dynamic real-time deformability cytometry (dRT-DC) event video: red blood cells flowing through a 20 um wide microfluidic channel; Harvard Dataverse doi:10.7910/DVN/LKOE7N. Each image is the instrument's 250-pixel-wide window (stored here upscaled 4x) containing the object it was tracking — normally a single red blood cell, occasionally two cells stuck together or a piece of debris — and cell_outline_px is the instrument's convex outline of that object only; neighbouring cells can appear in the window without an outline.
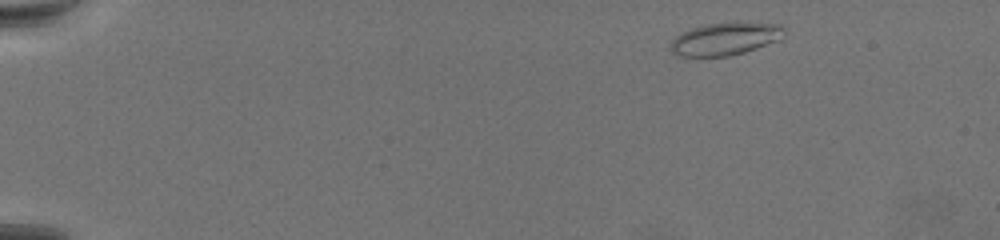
{"species": "common noctule bat (a hibernating species)", "species_latin": "Nyctalus noctula", "temperature_condition": "warm", "stored_images_in_passage": 60, "camera_frame_rate_fps": 3000, "um_per_image_px": 0.085, "animal": {"sex": "female", "body_mass_g": 19.5, "forearm_length_mm": 54.1}, "frame": {"image": 1, "passage_image": 1, "time_ms": 0.0, "image_size_px": [1000, 240], "cell_outline_px": [[776, 28], [772, 40], [752, 48], [740, 52], [724, 56], [688, 56], [680, 52], [676, 48], [676, 40], [680, 36], [688, 32], [700, 28], [720, 24], [740, 24]], "centroid_in_image_um": [61.48, 3.37], "position_along_channel_um": 23.5, "area_um2": 17.4}}
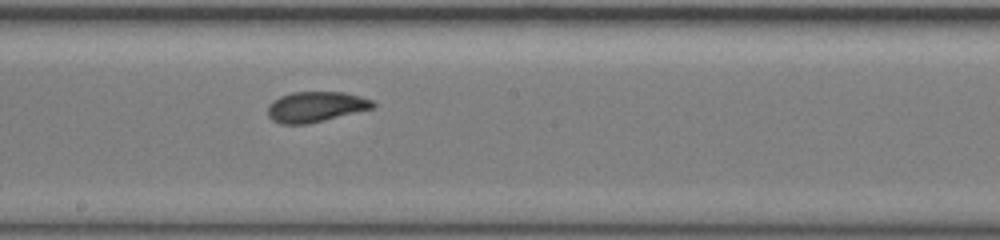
{"frame": {"image": 2, "passage_image": 32, "time_ms": 10.333, "image_size_px": [1000, 240], "cell_outline_px": [[376, 104], [372, 108], [320, 120], [300, 124], [284, 124], [276, 120], [268, 112], [268, 108], [276, 100], [284, 96], [296, 92], [340, 92], [372, 100]], "centroid_in_image_um": [26.87, 9.06], "position_along_channel_um": 221.3, "area_um2": 17.4}}
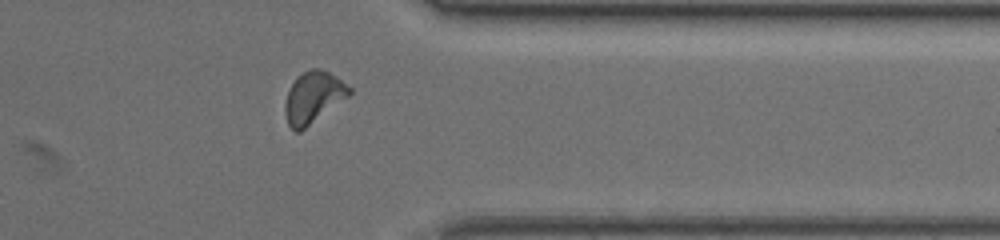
{"frame": {"image": 3, "passage_image": 48, "time_ms": 15.667, "image_size_px": [1000, 240], "cell_outline_px": [[352, 92], [304, 128], [296, 132], [288, 124], [288, 92], [292, 84], [304, 72], [312, 68], [316, 68], [328, 72], [352, 88]], "centroid_in_image_um": [26.67, 8.24], "position_along_channel_um": 384.7, "area_um2": 17.8}}